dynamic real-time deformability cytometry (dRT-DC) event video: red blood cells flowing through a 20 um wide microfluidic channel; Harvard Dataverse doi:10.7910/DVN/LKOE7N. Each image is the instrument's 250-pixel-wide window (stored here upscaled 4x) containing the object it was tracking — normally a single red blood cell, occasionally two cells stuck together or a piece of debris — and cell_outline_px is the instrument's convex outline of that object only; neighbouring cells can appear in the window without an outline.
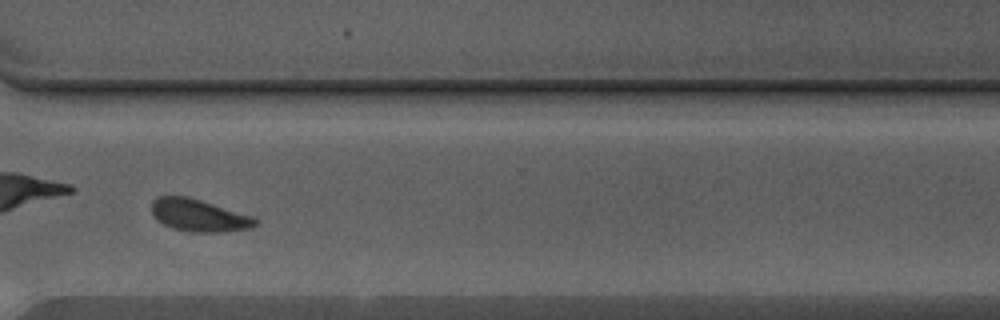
{"species": "Egyptian fruit bat (a non-hibernating species)", "species_latin": "Rousettus aegyptiacus", "temperature_condition": "warm", "stored_images_in_passage": 38, "camera_frame_rate_fps": 3000, "um_per_image_px": 0.085, "animal": {"sex": "male"}, "frame": {"image": 1, "passage_image": 27, "time_ms": 8.667, "image_size_px": [1000, 320], "cell_outline_px": [[256, 224], [248, 228], [224, 232], [188, 232], [172, 228], [156, 220], [152, 212], [152, 200], [160, 196], [188, 196], [252, 216], [256, 220]], "centroid_in_image_um": [16.85, 18.31], "position_along_channel_um": 353.7, "area_um2": 19.36}, "authors_computed_cell_mechanics": {"area_um2": 19.5653, "velocity_mm_per_s": 4.2985, "shape_relaxation_time_tau1_ms": 2.0394, "shape_relaxation_time_tau2_ms": 1.2323, "deformation_change_tau1": 0.0862, "deformation_change_tau2": 0.0617}}